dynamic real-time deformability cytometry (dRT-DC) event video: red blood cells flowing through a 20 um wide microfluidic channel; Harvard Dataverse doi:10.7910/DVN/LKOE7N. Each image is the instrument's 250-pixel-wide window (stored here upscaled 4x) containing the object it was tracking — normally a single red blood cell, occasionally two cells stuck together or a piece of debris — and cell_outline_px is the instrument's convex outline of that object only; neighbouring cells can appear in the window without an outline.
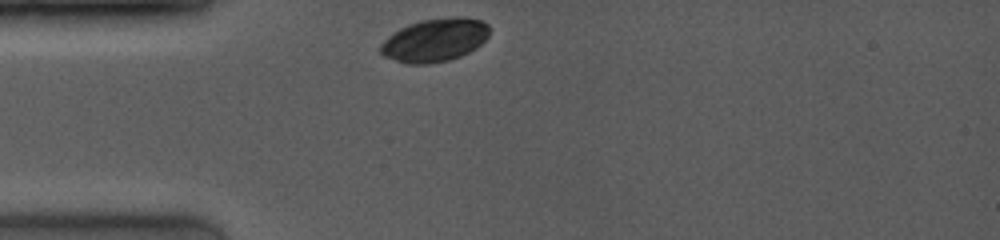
{"species": "common noctule bat (a hibernating species)", "species_latin": "Nyctalus noctula", "temperature_condition": "room temperature", "stored_images_in_passage": 5, "camera_frame_rate_fps": 4000, "um_per_image_px": 0.085, "animal": {"sex": "female", "body_mass_g": 19.0, "forearm_length_mm": 53.3}, "frame": {"image": 1, "passage_image": 1, "time_ms": 0.0, "image_size_px": [1000, 240], "cell_outline_px": [[488, 36], [476, 48], [460, 56], [448, 60], [428, 64], [408, 64], [384, 56], [380, 52], [380, 44], [388, 36], [400, 28], [408, 24], [420, 20], [464, 16], [480, 20], [488, 24]], "centroid_in_image_um": [36.94, 3.4], "position_along_channel_um": 48.1, "area_um2": 27.28}}